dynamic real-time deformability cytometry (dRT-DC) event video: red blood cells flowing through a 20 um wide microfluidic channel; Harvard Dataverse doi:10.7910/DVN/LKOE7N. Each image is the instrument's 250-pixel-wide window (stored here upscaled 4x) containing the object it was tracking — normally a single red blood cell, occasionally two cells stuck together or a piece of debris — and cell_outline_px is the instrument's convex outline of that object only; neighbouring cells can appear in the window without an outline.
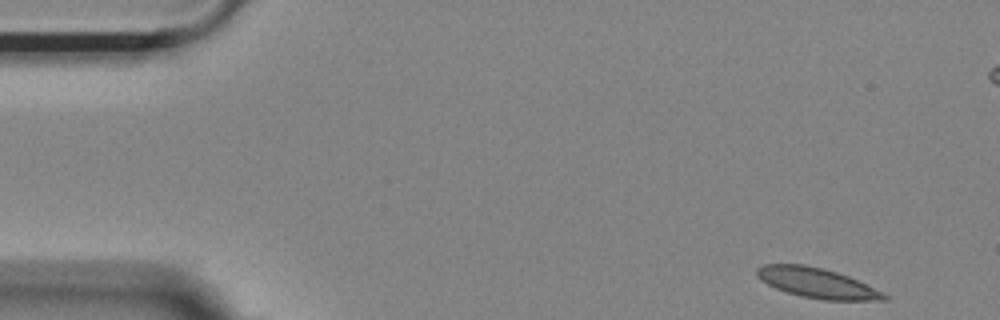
{"species": "Egyptian fruit bat (a non-hibernating species)", "species_latin": "Rousettus aegyptiacus", "temperature_condition": "room temperature", "stored_images_in_passage": 52, "camera_frame_rate_fps": 3000, "um_per_image_px": 0.085, "animal": {"sex": "female"}, "frame": {"image": 1, "passage_image": 1, "time_ms": 0.0, "image_size_px": [1000, 320], "cell_outline_px": [[888, 300], [824, 300], [800, 296], [776, 288], [760, 280], [756, 276], [756, 268], [764, 264], [804, 264], [824, 268], [848, 276], [884, 292], [888, 296]], "centroid_in_image_um": [69.44, 24.05], "position_along_channel_um": 15.6, "area_um2": 22.25}}
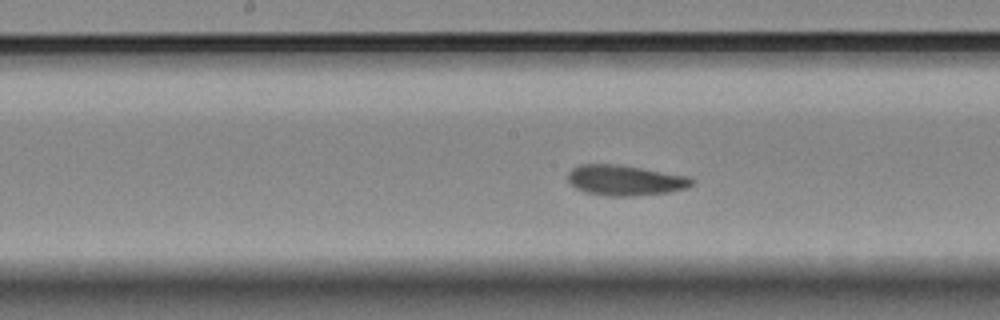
{"frame": {"image": 2, "passage_image": 24, "time_ms": 7.667, "image_size_px": [1000, 320], "cell_outline_px": [[696, 184], [688, 188], [668, 192], [632, 196], [608, 196], [584, 192], [576, 188], [568, 180], [568, 172], [572, 168], [580, 164], [612, 164], [640, 168], [688, 176], [696, 180]], "centroid_in_image_um": [53.16, 15.33], "position_along_channel_um": 195.0, "area_um2": 21.96}}
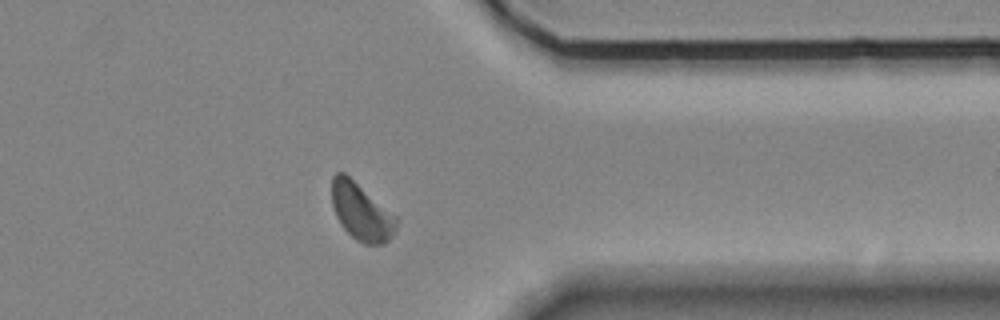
{"frame": {"image": 3, "passage_image": 40, "time_ms": 13.0, "image_size_px": [1000, 320], "cell_outline_px": [[400, 220], [396, 232], [384, 244], [364, 244], [356, 240], [340, 224], [336, 216], [332, 204], [332, 176], [336, 172], [344, 172], [396, 216]], "centroid_in_image_um": [30.73, 18.02], "position_along_channel_um": 380.7, "area_um2": 21.5}, "authors_computed_cell_mechanics": {"area_um2": 21.6461, "velocity_mm_per_s": 3.6431, "shape_relaxation_time_tau1_ms": 6.8538, "shape_relaxation_time_tau2_ms": 0.6588, "deformation_change_tau1": 0.1811, "deformation_change_tau2": 0.0672}}